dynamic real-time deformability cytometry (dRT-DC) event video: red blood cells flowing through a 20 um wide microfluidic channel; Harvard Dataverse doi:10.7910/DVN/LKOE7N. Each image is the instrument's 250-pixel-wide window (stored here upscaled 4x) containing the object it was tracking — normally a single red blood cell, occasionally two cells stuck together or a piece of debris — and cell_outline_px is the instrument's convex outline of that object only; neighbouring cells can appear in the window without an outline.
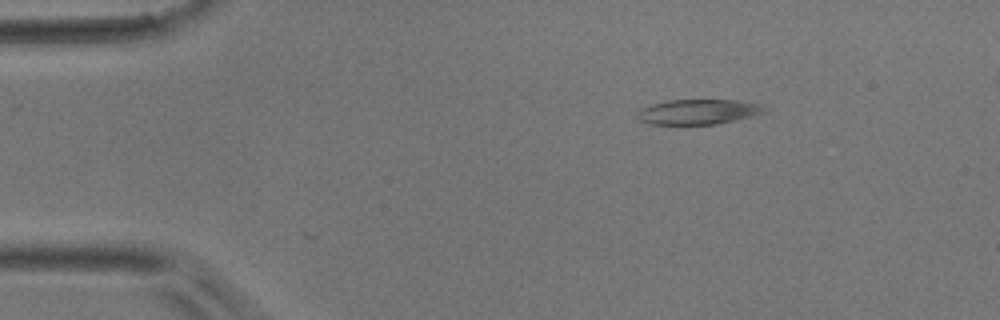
{"species": "common noctule bat (a hibernating species)", "species_latin": "Nyctalus noctula", "temperature_condition": "room temperature", "stored_images_in_passage": 31, "camera_frame_rate_fps": 3000, "um_per_image_px": 0.085, "animal": {"sex": "male", "body_mass_g": 17.9}, "frame": {"image": 1, "passage_image": 1, "time_ms": 0.0, "image_size_px": [1000, 320], "cell_outline_px": [[764, 112], [752, 116], [716, 124], [648, 124], [640, 120], [636, 116], [636, 112], [640, 108], [652, 104], [668, 100], [736, 100], [764, 104]], "centroid_in_image_um": [59.31, 9.5], "position_along_channel_um": 25.7, "area_um2": 18.55}}
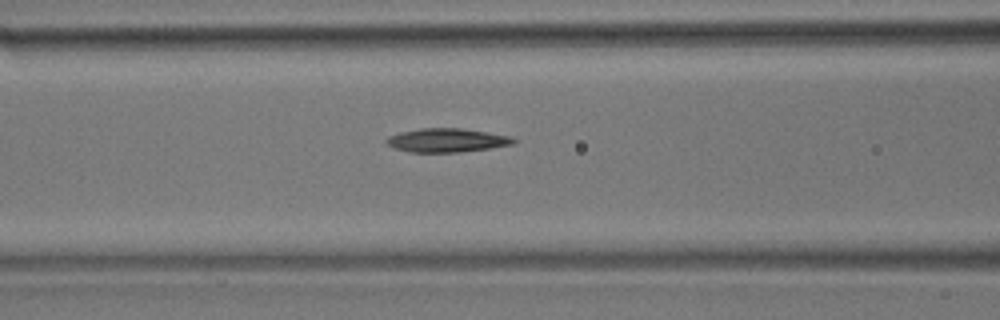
{"frame": {"image": 2, "passage_image": 13, "time_ms": 4.0, "image_size_px": [1000, 320], "cell_outline_px": [[516, 144], [492, 148], [460, 152], [408, 152], [384, 144], [384, 140], [388, 136], [400, 132], [420, 128], [460, 128], [512, 136], [516, 140]], "centroid_in_image_um": [37.98, 11.92], "position_along_channel_um": 128.6, "area_um2": 17.8}}
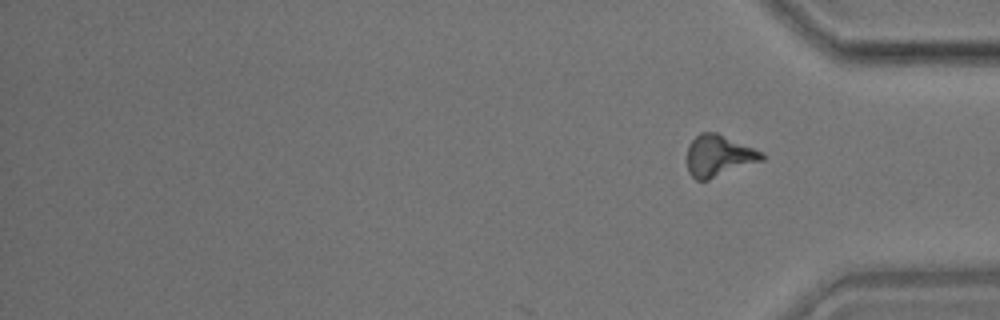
{"frame": {"image": 3, "passage_image": 31, "time_ms": 10.0, "image_size_px": [1000, 320], "cell_outline_px": [[764, 160], [708, 180], [696, 180], [688, 172], [688, 144], [700, 132], [716, 132], [764, 152]], "centroid_in_image_um": [61.11, 13.24], "position_along_channel_um": 374.1, "area_um2": 18.09}}